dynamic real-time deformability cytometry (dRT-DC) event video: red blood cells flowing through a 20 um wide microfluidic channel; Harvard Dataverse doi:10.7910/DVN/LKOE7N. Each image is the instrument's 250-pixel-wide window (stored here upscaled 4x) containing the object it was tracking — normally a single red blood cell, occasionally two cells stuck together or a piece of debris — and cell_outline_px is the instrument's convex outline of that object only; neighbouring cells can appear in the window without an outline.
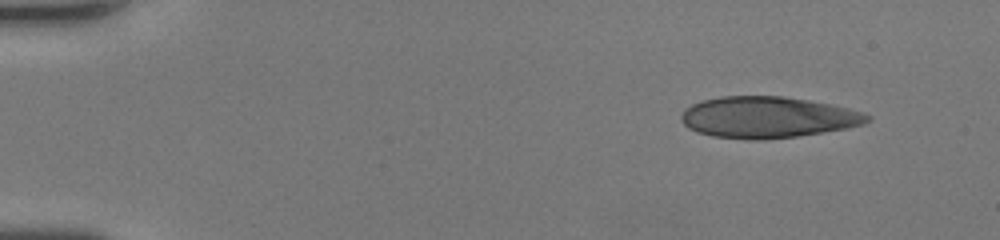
{"species": "human", "species_latin": "Homo sapiens", "temperature_condition": "room temperature", "stored_images_in_passage": 45, "camera_frame_rate_fps": 3000, "um_per_image_px": 0.085, "donor": {"sex": "female"}, "frame": {"image": 1, "passage_image": 1, "time_ms": 0.0, "image_size_px": [1000, 240], "cell_outline_px": [[872, 120], [864, 124], [848, 128], [796, 136], [764, 140], [752, 140], [712, 136], [696, 132], [688, 128], [684, 124], [680, 116], [684, 108], [692, 104], [704, 100], [720, 96], [784, 96], [808, 100], [848, 108], [864, 112], [872, 116]], "centroid_in_image_um": [65.25, 9.97], "position_along_channel_um": 19.7, "area_um2": 44.97}}
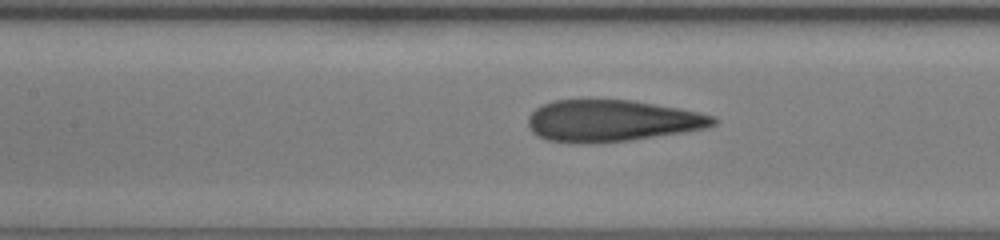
{"frame": {"image": 2, "passage_image": 19, "time_ms": 6.0, "image_size_px": [1000, 240], "cell_outline_px": [[720, 120], [716, 124], [708, 128], [684, 132], [632, 140], [580, 144], [548, 140], [536, 136], [528, 128], [528, 116], [540, 104], [552, 100], [632, 100], [676, 108], [716, 116]], "centroid_in_image_um": [51.99, 10.27], "position_along_channel_um": 155.4, "area_um2": 45.2}}
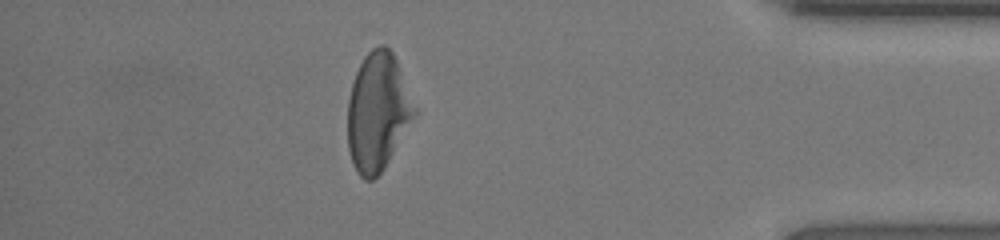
{"frame": {"image": 3, "passage_image": 39, "time_ms": 12.667, "image_size_px": [1000, 240], "cell_outline_px": [[420, 112], [384, 168], [372, 180], [364, 180], [356, 172], [352, 164], [348, 148], [348, 100], [352, 84], [356, 72], [364, 56], [372, 48], [380, 44], [384, 44], [392, 52], [396, 60]], "centroid_in_image_um": [32.14, 9.52], "position_along_channel_um": 403.1, "area_um2": 46.59}, "authors_computed_cell_mechanics": {"area_um2": 45.951, "velocity_mm_per_s": 4.2503, "shape_relaxation_time_tau1_ms": 5.0548, "shape_relaxation_time_tau2_ms": 1.215, "deformation_change_tau1": 0.1814, "deformation_change_tau2": 0.0934}}